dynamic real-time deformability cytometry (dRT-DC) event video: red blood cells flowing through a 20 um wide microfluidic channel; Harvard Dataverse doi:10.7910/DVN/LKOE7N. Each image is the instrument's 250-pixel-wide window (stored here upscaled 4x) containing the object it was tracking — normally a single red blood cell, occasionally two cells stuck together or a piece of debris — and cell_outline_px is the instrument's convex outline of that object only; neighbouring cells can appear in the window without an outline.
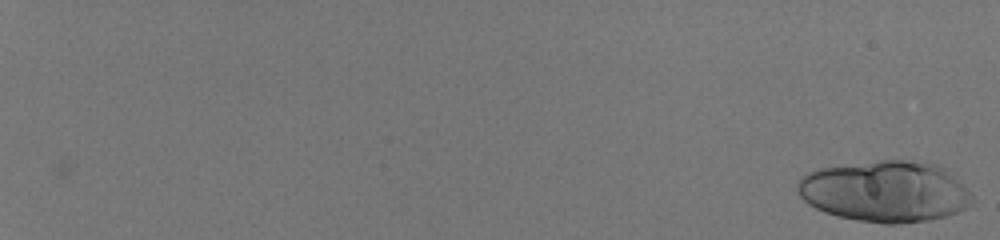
{"species": "human", "species_latin": "Homo sapiens", "temperature_condition": "room temperature", "stored_images_in_passage": 28, "camera_frame_rate_fps": 3000, "um_per_image_px": 0.085, "donor": {"sex": "male"}, "frame": {"image": 1, "passage_image": 1, "time_ms": 0.0, "image_size_px": [1000, 240], "cell_outline_px": [[972, 204], [948, 216], [924, 220], [892, 224], [884, 224], [856, 220], [836, 216], [824, 212], [808, 204], [796, 192], [796, 184], [808, 172], [816, 168], [880, 160], [904, 160], [936, 164], [944, 168], [972, 196]], "centroid_in_image_um": [75.17, 16.27], "position_along_channel_um": 9.8, "area_um2": 61.96}}
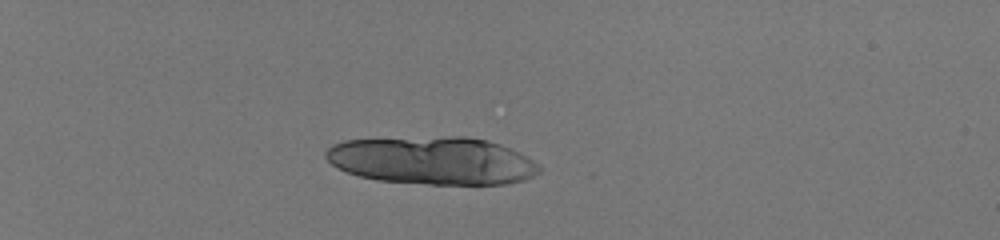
{"frame": {"image": 2, "passage_image": 20, "time_ms": 6.333, "image_size_px": [1000, 240], "cell_outline_px": [[540, 172], [524, 180], [508, 184], [428, 184], [376, 180], [360, 176], [348, 172], [332, 164], [324, 156], [324, 152], [332, 144], [344, 140], [448, 136], [468, 136], [488, 140], [500, 144], [528, 156], [540, 168]], "centroid_in_image_um": [36.76, 13.64], "position_along_channel_um": 48.2, "area_um2": 59.59}}